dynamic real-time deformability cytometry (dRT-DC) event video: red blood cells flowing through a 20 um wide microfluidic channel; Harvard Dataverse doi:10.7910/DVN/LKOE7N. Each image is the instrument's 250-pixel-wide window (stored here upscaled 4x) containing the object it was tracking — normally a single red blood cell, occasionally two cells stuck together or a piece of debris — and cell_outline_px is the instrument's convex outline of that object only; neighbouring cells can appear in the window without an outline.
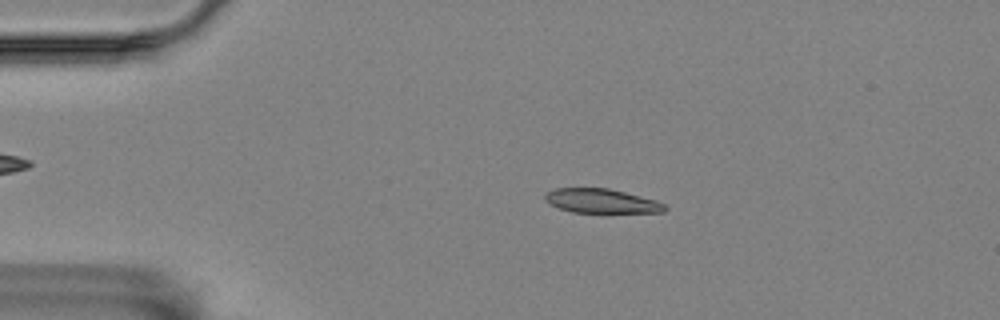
{"species": "Egyptian fruit bat (a non-hibernating species)", "species_latin": "Rousettus aegyptiacus", "temperature_condition": "room temperature", "stored_images_in_passage": 17, "camera_frame_rate_fps": 3000, "um_per_image_px": 0.085, "animal": {"sex": "female"}, "frame": {"image": 1, "passage_image": 7, "time_ms": 2.0, "image_size_px": [1000, 320], "cell_outline_px": [[668, 208], [664, 212], [572, 212], [548, 204], [544, 200], [544, 196], [548, 192], [556, 188], [608, 188], [656, 200], [664, 204]], "centroid_in_image_um": [51.1, 17.08], "position_along_channel_um": 33.9, "area_um2": 16.76}}
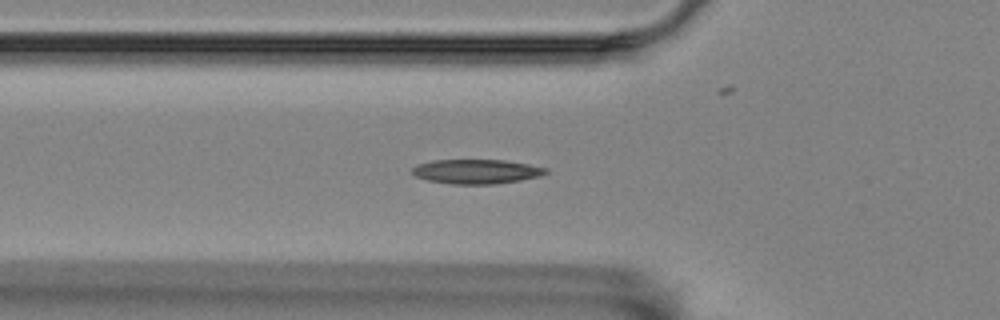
{"frame": {"image": 2, "passage_image": 15, "time_ms": 4.667, "image_size_px": [1000, 320], "cell_outline_px": [[548, 172], [540, 176], [520, 180], [492, 184], [452, 184], [428, 180], [416, 176], [412, 172], [412, 168], [416, 164], [432, 160], [504, 160], [528, 164], [548, 168]], "centroid_in_image_um": [40.49, 14.57], "position_along_channel_um": 85.3, "area_um2": 18.96}}